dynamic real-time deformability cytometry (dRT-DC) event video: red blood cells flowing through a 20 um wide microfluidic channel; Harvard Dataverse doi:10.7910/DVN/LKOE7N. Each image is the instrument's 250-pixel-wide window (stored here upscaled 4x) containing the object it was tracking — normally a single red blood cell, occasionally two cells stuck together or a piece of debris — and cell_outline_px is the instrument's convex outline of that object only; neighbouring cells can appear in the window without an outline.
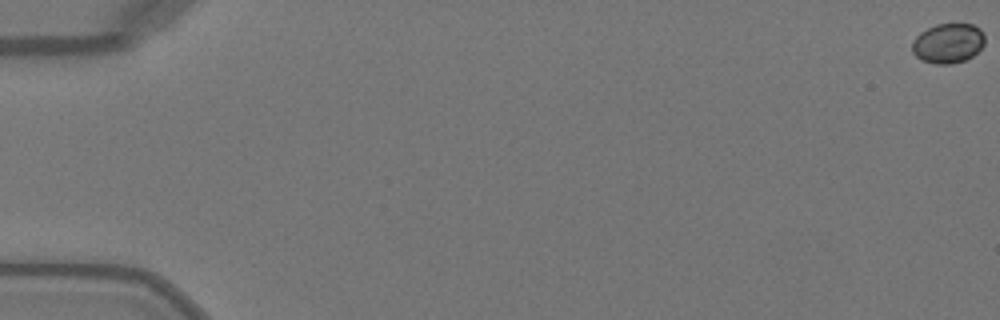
{"species": "Egyptian fruit bat (a non-hibernating species)", "species_latin": "Rousettus aegyptiacus", "temperature_condition": "warm", "stored_images_in_passage": 52, "camera_frame_rate_fps": 3000, "um_per_image_px": 0.085, "animal": {"sex": "female"}, "frame": {"image": 1, "passage_image": 1, "time_ms": 0.0, "image_size_px": [1000, 320], "cell_outline_px": [[984, 44], [972, 56], [964, 60], [952, 64], [936, 64], [920, 60], [912, 52], [912, 44], [916, 36], [920, 32], [936, 24], [972, 24], [980, 28], [984, 36]], "centroid_in_image_um": [80.57, 3.68], "position_along_channel_um": 4.4, "area_um2": 16.82}}
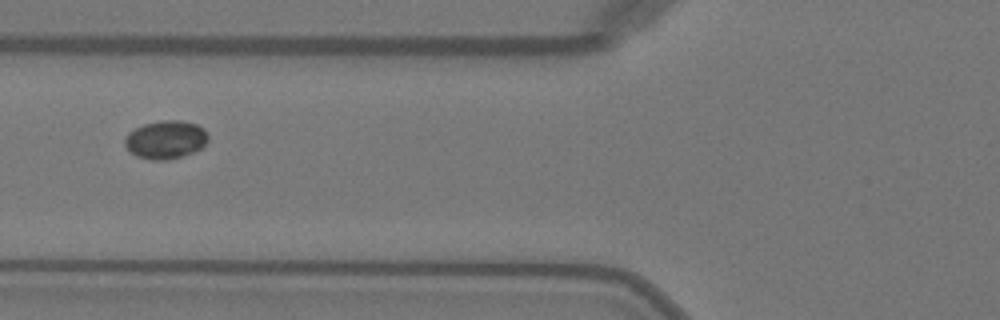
{"frame": {"image": 2, "passage_image": 22, "time_ms": 7.0, "image_size_px": [1000, 320], "cell_outline_px": [[208, 140], [200, 148], [192, 152], [168, 160], [152, 160], [136, 156], [124, 144], [124, 136], [128, 132], [144, 124], [160, 120], [180, 120], [196, 124], [204, 128], [208, 132]], "centroid_in_image_um": [14.07, 11.85], "position_along_channel_um": 111.7, "area_um2": 18.55}}
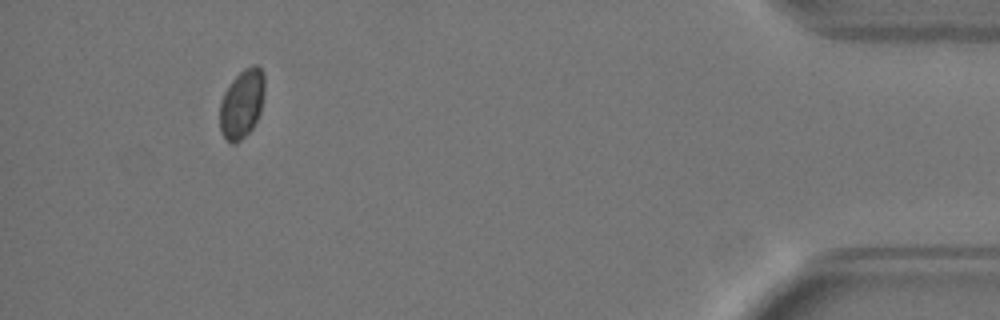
{"frame": {"image": 3, "passage_image": 49, "time_ms": 16.0, "image_size_px": [1000, 320], "cell_outline_px": [[264, 96], [260, 112], [252, 128], [236, 144], [232, 144], [220, 132], [220, 104], [224, 92], [232, 80], [244, 68], [252, 64], [256, 64], [264, 72]], "centroid_in_image_um": [20.57, 8.79], "position_along_channel_um": 414.6, "area_um2": 17.98}}